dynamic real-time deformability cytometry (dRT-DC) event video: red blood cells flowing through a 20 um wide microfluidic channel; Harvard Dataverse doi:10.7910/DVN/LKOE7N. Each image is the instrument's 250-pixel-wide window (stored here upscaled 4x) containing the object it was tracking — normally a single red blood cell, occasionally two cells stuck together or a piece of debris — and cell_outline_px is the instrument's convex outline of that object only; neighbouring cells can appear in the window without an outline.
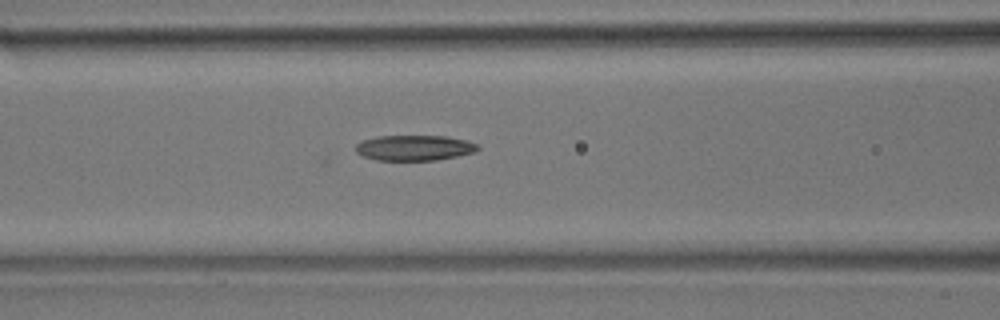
{"species": "common noctule bat (a hibernating species)", "species_latin": "Nyctalus noctula", "temperature_condition": "room temperature", "stored_images_in_passage": 6, "camera_frame_rate_fps": 3000, "um_per_image_px": 0.085, "animal": {"sex": "male", "body_mass_g": 17.9}, "frame": {"image": 1, "passage_image": 6, "time_ms": 1.667, "image_size_px": [1000, 320], "cell_outline_px": [[480, 148], [476, 152], [436, 160], [376, 160], [364, 156], [356, 152], [356, 144], [364, 140], [376, 136], [448, 136], [464, 140], [476, 144]], "centroid_in_image_um": [35.22, 12.56], "position_along_channel_um": 131.4, "area_um2": 17.98}}